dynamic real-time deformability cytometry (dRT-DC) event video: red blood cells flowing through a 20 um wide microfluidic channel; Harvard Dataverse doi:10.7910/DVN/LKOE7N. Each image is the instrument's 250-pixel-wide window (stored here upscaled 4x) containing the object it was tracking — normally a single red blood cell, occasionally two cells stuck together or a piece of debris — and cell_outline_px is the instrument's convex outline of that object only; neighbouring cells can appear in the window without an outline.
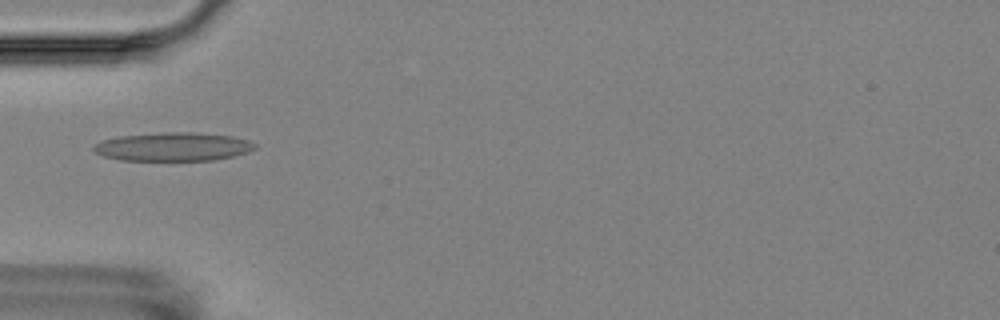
{"species": "Egyptian fruit bat (a non-hibernating species)", "species_latin": "Rousettus aegyptiacus", "temperature_condition": "room temperature", "stored_images_in_passage": 5, "camera_frame_rate_fps": 3000, "um_per_image_px": 0.085, "animal": {"sex": "female"}, "frame": {"image": 1, "passage_image": 4, "time_ms": 3.333, "image_size_px": [1000, 320], "cell_outline_px": [[256, 148], [248, 152], [232, 156], [212, 160], [120, 160], [104, 156], [96, 152], [92, 148], [92, 144], [104, 140], [120, 136], [164, 132], [192, 132], [232, 136], [248, 140], [256, 144]], "centroid_in_image_um": [14.71, 12.47], "position_along_channel_um": 70.3, "area_um2": 26.7}}
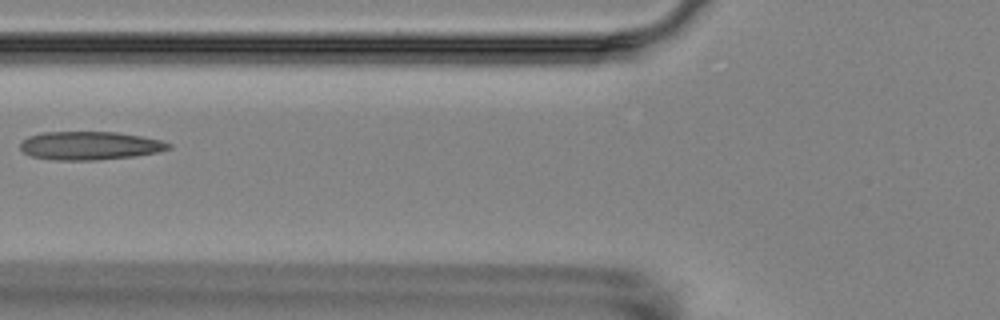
{"frame": {"image": 2, "passage_image": 5, "time_ms": 4.667, "image_size_px": [1000, 320], "cell_outline_px": [[172, 148], [156, 152], [132, 156], [96, 160], [60, 160], [32, 156], [24, 152], [20, 148], [20, 144], [28, 136], [40, 132], [116, 132], [140, 136], [160, 140], [172, 144]], "centroid_in_image_um": [7.63, 12.37], "position_along_channel_um": 118.2, "area_um2": 24.28}}